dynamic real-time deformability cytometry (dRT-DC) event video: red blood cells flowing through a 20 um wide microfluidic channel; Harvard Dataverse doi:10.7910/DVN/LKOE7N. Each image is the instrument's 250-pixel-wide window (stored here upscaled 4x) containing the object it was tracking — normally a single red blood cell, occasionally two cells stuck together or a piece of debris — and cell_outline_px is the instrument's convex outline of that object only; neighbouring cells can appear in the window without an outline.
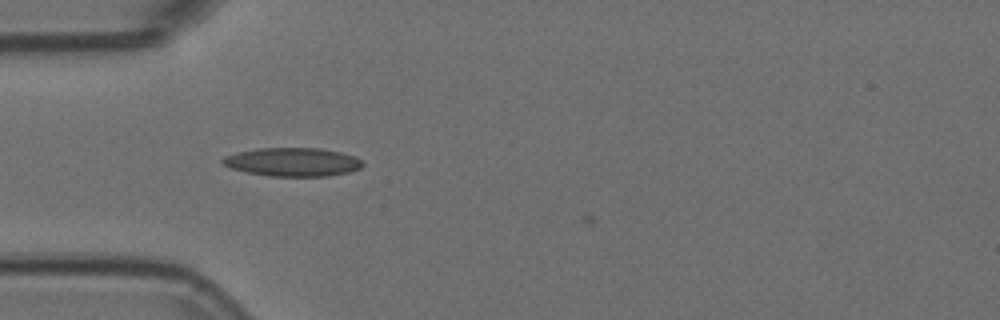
{"species": "Egyptian fruit bat (a non-hibernating species)", "species_latin": "Rousettus aegyptiacus", "temperature_condition": "room temperature", "stored_images_in_passage": 6, "camera_frame_rate_fps": 3000, "um_per_image_px": 0.085, "animal": {"sex": "female"}, "frame": {"image": 1, "passage_image": 5, "time_ms": 1.333, "image_size_px": [1000, 320], "cell_outline_px": [[364, 164], [360, 168], [348, 172], [328, 176], [268, 176], [248, 172], [232, 168], [224, 164], [220, 160], [224, 156], [236, 152], [256, 148], [320, 148], [340, 152], [356, 156]], "centroid_in_image_um": [24.87, 13.76], "position_along_channel_um": 60.1, "area_um2": 23.29}}